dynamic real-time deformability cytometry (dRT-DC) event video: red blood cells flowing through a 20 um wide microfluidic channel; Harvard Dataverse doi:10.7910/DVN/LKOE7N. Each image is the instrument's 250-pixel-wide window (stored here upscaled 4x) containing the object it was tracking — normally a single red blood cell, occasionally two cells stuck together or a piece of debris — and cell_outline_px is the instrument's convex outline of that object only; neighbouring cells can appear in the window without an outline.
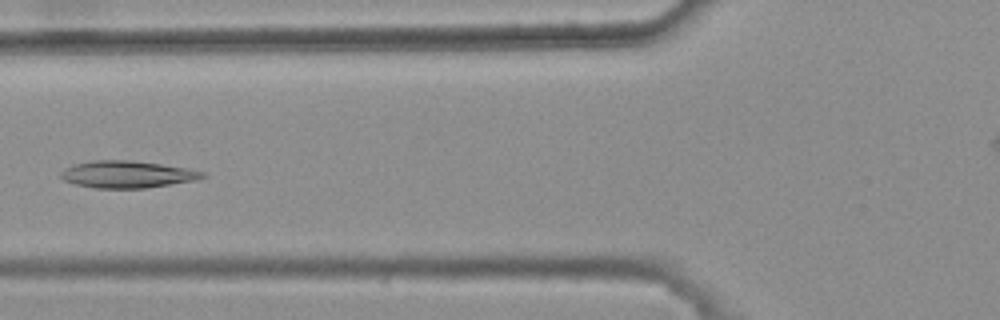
{"species": "common noctule bat (a hibernating species)", "species_latin": "Nyctalus noctula", "temperature_condition": "warm", "stored_images_in_passage": 7, "camera_frame_rate_fps": 3000, "um_per_image_px": 0.085, "animal": {"sex": "female", "body_mass_g": 25.1}, "frame": {"image": 1, "passage_image": 6, "time_ms": 1.667, "image_size_px": [1000, 320], "cell_outline_px": [[208, 176], [196, 180], [144, 188], [92, 188], [76, 184], [64, 180], [60, 176], [60, 172], [64, 168], [76, 164], [92, 160], [132, 160], [188, 168], [204, 172]], "centroid_in_image_um": [10.81, 14.82], "position_along_channel_um": 115.0, "area_um2": 22.31}}
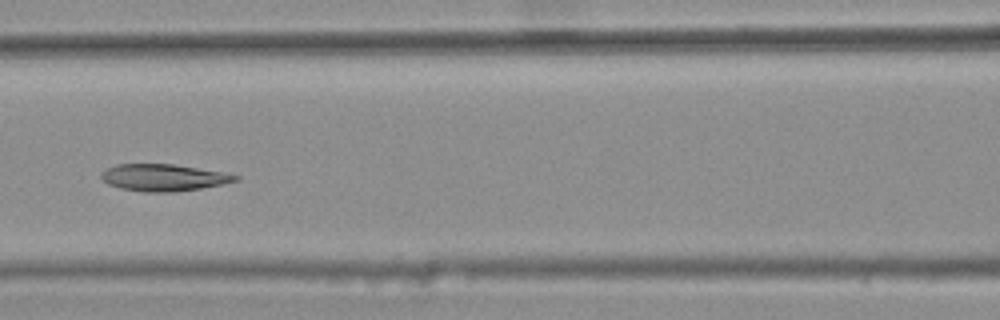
{"frame": {"image": 2, "passage_image": 7, "time_ms": 2.0, "image_size_px": [1000, 320], "cell_outline_px": [[240, 180], [200, 188], [176, 192], [144, 192], [120, 188], [108, 184], [100, 176], [100, 172], [116, 164], [172, 164], [224, 172], [240, 176]], "centroid_in_image_um": [13.89, 15.09], "position_along_channel_um": 152.7, "area_um2": 20.98}}